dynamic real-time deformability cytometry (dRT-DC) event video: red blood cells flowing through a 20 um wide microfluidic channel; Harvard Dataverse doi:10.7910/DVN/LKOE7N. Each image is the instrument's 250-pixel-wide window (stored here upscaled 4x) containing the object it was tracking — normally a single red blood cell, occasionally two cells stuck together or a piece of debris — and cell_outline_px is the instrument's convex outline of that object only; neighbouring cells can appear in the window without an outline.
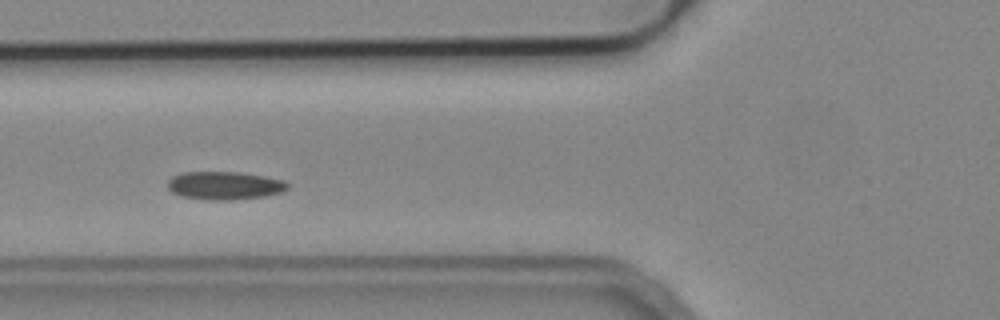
{"species": "common noctule bat (a hibernating species)", "species_latin": "Nyctalus noctula", "temperature_condition": "cold", "stored_images_in_passage": 11, "camera_frame_rate_fps": 3000, "um_per_image_px": 0.085, "animal": {"sex": "male", "body_mass_g": 19.2, "forearm_length_mm": 51.8}, "frame": {"image": 1, "passage_image": 7, "time_ms": 2.0, "image_size_px": [1000, 320], "cell_outline_px": [[288, 188], [280, 192], [264, 196], [232, 200], [208, 200], [184, 196], [172, 192], [168, 188], [168, 180], [172, 176], [180, 172], [240, 172], [264, 176], [284, 180], [288, 184]], "centroid_in_image_um": [19.07, 15.76], "position_along_channel_um": 106.7, "area_um2": 19.59}}